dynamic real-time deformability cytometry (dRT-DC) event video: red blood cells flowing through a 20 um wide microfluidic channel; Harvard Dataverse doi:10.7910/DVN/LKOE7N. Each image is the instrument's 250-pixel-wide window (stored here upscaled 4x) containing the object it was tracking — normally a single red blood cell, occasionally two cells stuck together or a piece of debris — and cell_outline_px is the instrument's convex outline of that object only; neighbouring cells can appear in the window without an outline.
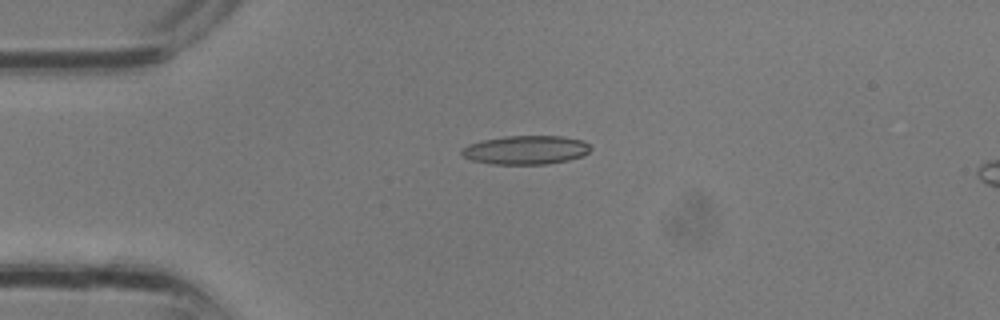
{"species": "common noctule bat (a hibernating species)", "species_latin": "Nyctalus noctula", "temperature_condition": "room temperature", "stored_images_in_passage": 5, "camera_frame_rate_fps": 3000, "um_per_image_px": 0.085, "animal": {"sex": "male", "body_mass_g": 13.3}, "frame": {"image": 1, "passage_image": 5, "time_ms": 1.333, "image_size_px": [1000, 320], "cell_outline_px": [[592, 148], [588, 152], [580, 156], [568, 160], [544, 164], [492, 164], [472, 160], [464, 156], [460, 152], [460, 148], [468, 144], [484, 140], [504, 136], [564, 136], [584, 140]], "centroid_in_image_um": [44.68, 12.74], "position_along_channel_um": 40.3, "area_um2": 21.62}}